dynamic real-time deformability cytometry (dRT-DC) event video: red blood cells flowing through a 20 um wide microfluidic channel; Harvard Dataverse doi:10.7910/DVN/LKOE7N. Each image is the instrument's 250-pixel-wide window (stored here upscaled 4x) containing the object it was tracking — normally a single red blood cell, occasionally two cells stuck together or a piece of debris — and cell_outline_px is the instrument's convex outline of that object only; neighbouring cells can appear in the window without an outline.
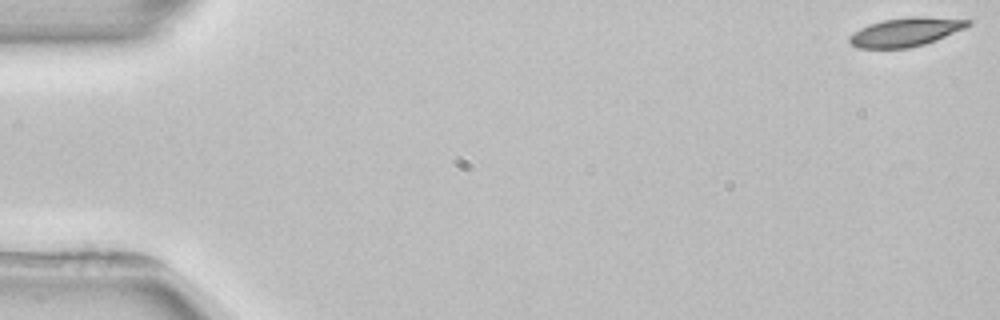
{"species": "common noctule bat (a hibernating species)", "species_latin": "Nyctalus noctula", "temperature_condition": "room temperature", "stored_images_in_passage": 4, "camera_frame_rate_fps": 3000, "um_per_image_px": 0.085, "animal": {"sex": "female", "body_mass_g": 22.7, "forearm_length_mm": 54.2}, "frame": {"image": 1, "passage_image": 1, "time_ms": 0.0, "image_size_px": [1000, 320], "cell_outline_px": [[972, 24], [964, 28], [936, 40], [924, 44], [908, 48], [856, 48], [848, 40], [848, 36], [860, 28], [868, 24], [884, 20], [908, 16], [924, 16], [972, 20]], "centroid_in_image_um": [76.97, 2.71], "position_along_channel_um": 8.0, "area_um2": 19.88}}
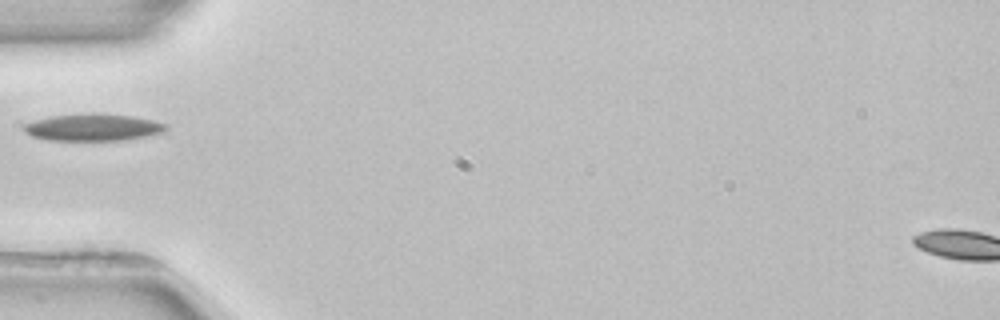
{"frame": {"image": 2, "passage_image": 4, "time_ms": 5.667, "image_size_px": [1000, 320], "cell_outline_px": [[168, 128], [164, 132], [124, 140], [48, 140], [32, 136], [24, 132], [24, 124], [36, 120], [52, 116], [132, 116], [152, 120], [168, 124]], "centroid_in_image_um": [7.93, 10.87], "position_along_channel_um": 77.1, "area_um2": 21.21}}